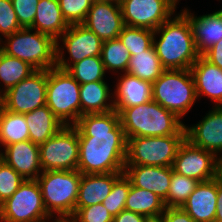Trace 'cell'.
<instances>
[{"label": "cell", "instance_id": "cell-21", "mask_svg": "<svg viewBox=\"0 0 222 222\" xmlns=\"http://www.w3.org/2000/svg\"><path fill=\"white\" fill-rule=\"evenodd\" d=\"M190 70L197 98L204 95L213 100L216 107L222 106V69L200 55Z\"/></svg>", "mask_w": 222, "mask_h": 222}, {"label": "cell", "instance_id": "cell-6", "mask_svg": "<svg viewBox=\"0 0 222 222\" xmlns=\"http://www.w3.org/2000/svg\"><path fill=\"white\" fill-rule=\"evenodd\" d=\"M153 100L180 119L196 102L195 82L190 69L164 70L152 83Z\"/></svg>", "mask_w": 222, "mask_h": 222}, {"label": "cell", "instance_id": "cell-7", "mask_svg": "<svg viewBox=\"0 0 222 222\" xmlns=\"http://www.w3.org/2000/svg\"><path fill=\"white\" fill-rule=\"evenodd\" d=\"M46 105L64 125L80 118V84L66 70L48 69Z\"/></svg>", "mask_w": 222, "mask_h": 222}, {"label": "cell", "instance_id": "cell-4", "mask_svg": "<svg viewBox=\"0 0 222 222\" xmlns=\"http://www.w3.org/2000/svg\"><path fill=\"white\" fill-rule=\"evenodd\" d=\"M81 176L78 170H50L36 179L46 211L51 217L57 214L56 221H68L74 215Z\"/></svg>", "mask_w": 222, "mask_h": 222}, {"label": "cell", "instance_id": "cell-38", "mask_svg": "<svg viewBox=\"0 0 222 222\" xmlns=\"http://www.w3.org/2000/svg\"><path fill=\"white\" fill-rule=\"evenodd\" d=\"M113 216L102 203L87 207H75L74 215L68 222H113Z\"/></svg>", "mask_w": 222, "mask_h": 222}, {"label": "cell", "instance_id": "cell-19", "mask_svg": "<svg viewBox=\"0 0 222 222\" xmlns=\"http://www.w3.org/2000/svg\"><path fill=\"white\" fill-rule=\"evenodd\" d=\"M218 177L199 182L182 205L195 222H214L217 206Z\"/></svg>", "mask_w": 222, "mask_h": 222}, {"label": "cell", "instance_id": "cell-28", "mask_svg": "<svg viewBox=\"0 0 222 222\" xmlns=\"http://www.w3.org/2000/svg\"><path fill=\"white\" fill-rule=\"evenodd\" d=\"M164 70L165 68L162 66L152 45L146 51L131 56L127 73L153 83L161 76Z\"/></svg>", "mask_w": 222, "mask_h": 222}, {"label": "cell", "instance_id": "cell-43", "mask_svg": "<svg viewBox=\"0 0 222 222\" xmlns=\"http://www.w3.org/2000/svg\"><path fill=\"white\" fill-rule=\"evenodd\" d=\"M146 216L124 209L118 215L114 216L113 222H148Z\"/></svg>", "mask_w": 222, "mask_h": 222}, {"label": "cell", "instance_id": "cell-47", "mask_svg": "<svg viewBox=\"0 0 222 222\" xmlns=\"http://www.w3.org/2000/svg\"><path fill=\"white\" fill-rule=\"evenodd\" d=\"M148 222H164L161 218H157V219H149Z\"/></svg>", "mask_w": 222, "mask_h": 222}, {"label": "cell", "instance_id": "cell-49", "mask_svg": "<svg viewBox=\"0 0 222 222\" xmlns=\"http://www.w3.org/2000/svg\"><path fill=\"white\" fill-rule=\"evenodd\" d=\"M53 222H68V221H56V220L54 219Z\"/></svg>", "mask_w": 222, "mask_h": 222}, {"label": "cell", "instance_id": "cell-12", "mask_svg": "<svg viewBox=\"0 0 222 222\" xmlns=\"http://www.w3.org/2000/svg\"><path fill=\"white\" fill-rule=\"evenodd\" d=\"M173 171L196 179L208 181L222 173V161L213 153L194 146L186 138L180 144L173 163Z\"/></svg>", "mask_w": 222, "mask_h": 222}, {"label": "cell", "instance_id": "cell-33", "mask_svg": "<svg viewBox=\"0 0 222 222\" xmlns=\"http://www.w3.org/2000/svg\"><path fill=\"white\" fill-rule=\"evenodd\" d=\"M154 31L139 27L124 26L118 39L128 49L130 56L144 52L153 45Z\"/></svg>", "mask_w": 222, "mask_h": 222}, {"label": "cell", "instance_id": "cell-42", "mask_svg": "<svg viewBox=\"0 0 222 222\" xmlns=\"http://www.w3.org/2000/svg\"><path fill=\"white\" fill-rule=\"evenodd\" d=\"M202 56L207 61L222 69V40L215 43L210 49L204 52Z\"/></svg>", "mask_w": 222, "mask_h": 222}, {"label": "cell", "instance_id": "cell-11", "mask_svg": "<svg viewBox=\"0 0 222 222\" xmlns=\"http://www.w3.org/2000/svg\"><path fill=\"white\" fill-rule=\"evenodd\" d=\"M48 70H35L0 96V105L12 113L25 114L46 105Z\"/></svg>", "mask_w": 222, "mask_h": 222}, {"label": "cell", "instance_id": "cell-10", "mask_svg": "<svg viewBox=\"0 0 222 222\" xmlns=\"http://www.w3.org/2000/svg\"><path fill=\"white\" fill-rule=\"evenodd\" d=\"M43 171L78 170L79 137L73 125H65L46 142L39 145Z\"/></svg>", "mask_w": 222, "mask_h": 222}, {"label": "cell", "instance_id": "cell-1", "mask_svg": "<svg viewBox=\"0 0 222 222\" xmlns=\"http://www.w3.org/2000/svg\"><path fill=\"white\" fill-rule=\"evenodd\" d=\"M73 126L78 131L81 174L124 172L127 138L116 110L83 114Z\"/></svg>", "mask_w": 222, "mask_h": 222}, {"label": "cell", "instance_id": "cell-27", "mask_svg": "<svg viewBox=\"0 0 222 222\" xmlns=\"http://www.w3.org/2000/svg\"><path fill=\"white\" fill-rule=\"evenodd\" d=\"M166 206L164 201L155 193L134 187L130 182V190L127 196L125 209L142 214L149 219L160 218Z\"/></svg>", "mask_w": 222, "mask_h": 222}, {"label": "cell", "instance_id": "cell-46", "mask_svg": "<svg viewBox=\"0 0 222 222\" xmlns=\"http://www.w3.org/2000/svg\"><path fill=\"white\" fill-rule=\"evenodd\" d=\"M93 1H100V2H107V3H116L120 4L121 0H93Z\"/></svg>", "mask_w": 222, "mask_h": 222}, {"label": "cell", "instance_id": "cell-44", "mask_svg": "<svg viewBox=\"0 0 222 222\" xmlns=\"http://www.w3.org/2000/svg\"><path fill=\"white\" fill-rule=\"evenodd\" d=\"M214 222H222V173L218 176L217 206Z\"/></svg>", "mask_w": 222, "mask_h": 222}, {"label": "cell", "instance_id": "cell-48", "mask_svg": "<svg viewBox=\"0 0 222 222\" xmlns=\"http://www.w3.org/2000/svg\"><path fill=\"white\" fill-rule=\"evenodd\" d=\"M218 14H219V16L221 17V20H222V9L221 10H218V11H216Z\"/></svg>", "mask_w": 222, "mask_h": 222}, {"label": "cell", "instance_id": "cell-39", "mask_svg": "<svg viewBox=\"0 0 222 222\" xmlns=\"http://www.w3.org/2000/svg\"><path fill=\"white\" fill-rule=\"evenodd\" d=\"M21 28L13 8L12 0H0V34L6 37Z\"/></svg>", "mask_w": 222, "mask_h": 222}, {"label": "cell", "instance_id": "cell-8", "mask_svg": "<svg viewBox=\"0 0 222 222\" xmlns=\"http://www.w3.org/2000/svg\"><path fill=\"white\" fill-rule=\"evenodd\" d=\"M186 134L127 139L125 165L172 167Z\"/></svg>", "mask_w": 222, "mask_h": 222}, {"label": "cell", "instance_id": "cell-23", "mask_svg": "<svg viewBox=\"0 0 222 222\" xmlns=\"http://www.w3.org/2000/svg\"><path fill=\"white\" fill-rule=\"evenodd\" d=\"M122 173L82 174L76 207H87L103 203Z\"/></svg>", "mask_w": 222, "mask_h": 222}, {"label": "cell", "instance_id": "cell-32", "mask_svg": "<svg viewBox=\"0 0 222 222\" xmlns=\"http://www.w3.org/2000/svg\"><path fill=\"white\" fill-rule=\"evenodd\" d=\"M131 56L128 49L117 38L102 43L101 59L105 70L127 72Z\"/></svg>", "mask_w": 222, "mask_h": 222}, {"label": "cell", "instance_id": "cell-13", "mask_svg": "<svg viewBox=\"0 0 222 222\" xmlns=\"http://www.w3.org/2000/svg\"><path fill=\"white\" fill-rule=\"evenodd\" d=\"M69 53V58L64 57L63 46ZM62 40V41H61ZM103 41L83 24H73L56 41V67L67 70L72 64L86 57L101 56ZM69 61V62H68Z\"/></svg>", "mask_w": 222, "mask_h": 222}, {"label": "cell", "instance_id": "cell-22", "mask_svg": "<svg viewBox=\"0 0 222 222\" xmlns=\"http://www.w3.org/2000/svg\"><path fill=\"white\" fill-rule=\"evenodd\" d=\"M180 10L190 21L196 49L200 55L222 40V20L217 12L194 16L188 9Z\"/></svg>", "mask_w": 222, "mask_h": 222}, {"label": "cell", "instance_id": "cell-14", "mask_svg": "<svg viewBox=\"0 0 222 222\" xmlns=\"http://www.w3.org/2000/svg\"><path fill=\"white\" fill-rule=\"evenodd\" d=\"M120 8L126 26L152 31L175 13L165 0H121Z\"/></svg>", "mask_w": 222, "mask_h": 222}, {"label": "cell", "instance_id": "cell-45", "mask_svg": "<svg viewBox=\"0 0 222 222\" xmlns=\"http://www.w3.org/2000/svg\"><path fill=\"white\" fill-rule=\"evenodd\" d=\"M171 7L176 9L177 2L179 3V0H165Z\"/></svg>", "mask_w": 222, "mask_h": 222}, {"label": "cell", "instance_id": "cell-9", "mask_svg": "<svg viewBox=\"0 0 222 222\" xmlns=\"http://www.w3.org/2000/svg\"><path fill=\"white\" fill-rule=\"evenodd\" d=\"M51 218L37 180H25L10 198L0 204V219L7 222H48Z\"/></svg>", "mask_w": 222, "mask_h": 222}, {"label": "cell", "instance_id": "cell-24", "mask_svg": "<svg viewBox=\"0 0 222 222\" xmlns=\"http://www.w3.org/2000/svg\"><path fill=\"white\" fill-rule=\"evenodd\" d=\"M69 26L58 0H39L31 29L47 34L57 41Z\"/></svg>", "mask_w": 222, "mask_h": 222}, {"label": "cell", "instance_id": "cell-25", "mask_svg": "<svg viewBox=\"0 0 222 222\" xmlns=\"http://www.w3.org/2000/svg\"><path fill=\"white\" fill-rule=\"evenodd\" d=\"M24 115L29 129V140L38 145L46 142L65 126L47 105Z\"/></svg>", "mask_w": 222, "mask_h": 222}, {"label": "cell", "instance_id": "cell-36", "mask_svg": "<svg viewBox=\"0 0 222 222\" xmlns=\"http://www.w3.org/2000/svg\"><path fill=\"white\" fill-rule=\"evenodd\" d=\"M63 17L69 25L82 24L93 0H58Z\"/></svg>", "mask_w": 222, "mask_h": 222}, {"label": "cell", "instance_id": "cell-20", "mask_svg": "<svg viewBox=\"0 0 222 222\" xmlns=\"http://www.w3.org/2000/svg\"><path fill=\"white\" fill-rule=\"evenodd\" d=\"M112 94L114 109L120 113L124 108L144 104L153 100V89L150 81L141 80L127 72L121 74ZM115 97V98H114Z\"/></svg>", "mask_w": 222, "mask_h": 222}, {"label": "cell", "instance_id": "cell-40", "mask_svg": "<svg viewBox=\"0 0 222 222\" xmlns=\"http://www.w3.org/2000/svg\"><path fill=\"white\" fill-rule=\"evenodd\" d=\"M39 0H12L18 22L22 28H31Z\"/></svg>", "mask_w": 222, "mask_h": 222}, {"label": "cell", "instance_id": "cell-16", "mask_svg": "<svg viewBox=\"0 0 222 222\" xmlns=\"http://www.w3.org/2000/svg\"><path fill=\"white\" fill-rule=\"evenodd\" d=\"M186 139L194 146L208 150L222 161V106L213 107L202 121L185 126Z\"/></svg>", "mask_w": 222, "mask_h": 222}, {"label": "cell", "instance_id": "cell-5", "mask_svg": "<svg viewBox=\"0 0 222 222\" xmlns=\"http://www.w3.org/2000/svg\"><path fill=\"white\" fill-rule=\"evenodd\" d=\"M31 28H21L6 36L0 50L7 55L27 62L35 70L56 67V40L51 36ZM32 32V33H31Z\"/></svg>", "mask_w": 222, "mask_h": 222}, {"label": "cell", "instance_id": "cell-41", "mask_svg": "<svg viewBox=\"0 0 222 222\" xmlns=\"http://www.w3.org/2000/svg\"><path fill=\"white\" fill-rule=\"evenodd\" d=\"M160 218L164 222H195L181 207H166Z\"/></svg>", "mask_w": 222, "mask_h": 222}, {"label": "cell", "instance_id": "cell-26", "mask_svg": "<svg viewBox=\"0 0 222 222\" xmlns=\"http://www.w3.org/2000/svg\"><path fill=\"white\" fill-rule=\"evenodd\" d=\"M105 81L80 84V116L89 113H105L114 109L113 100Z\"/></svg>", "mask_w": 222, "mask_h": 222}, {"label": "cell", "instance_id": "cell-31", "mask_svg": "<svg viewBox=\"0 0 222 222\" xmlns=\"http://www.w3.org/2000/svg\"><path fill=\"white\" fill-rule=\"evenodd\" d=\"M79 84L105 81V67L101 56L86 57L66 70Z\"/></svg>", "mask_w": 222, "mask_h": 222}, {"label": "cell", "instance_id": "cell-29", "mask_svg": "<svg viewBox=\"0 0 222 222\" xmlns=\"http://www.w3.org/2000/svg\"><path fill=\"white\" fill-rule=\"evenodd\" d=\"M29 140V129L24 114L12 113L0 105V144L3 148Z\"/></svg>", "mask_w": 222, "mask_h": 222}, {"label": "cell", "instance_id": "cell-35", "mask_svg": "<svg viewBox=\"0 0 222 222\" xmlns=\"http://www.w3.org/2000/svg\"><path fill=\"white\" fill-rule=\"evenodd\" d=\"M130 190V179L123 172L114 182L109 195L103 201V206L114 217L125 209Z\"/></svg>", "mask_w": 222, "mask_h": 222}, {"label": "cell", "instance_id": "cell-34", "mask_svg": "<svg viewBox=\"0 0 222 222\" xmlns=\"http://www.w3.org/2000/svg\"><path fill=\"white\" fill-rule=\"evenodd\" d=\"M198 184V180L180 175L173 171L167 199L164 202L165 206L182 207Z\"/></svg>", "mask_w": 222, "mask_h": 222}, {"label": "cell", "instance_id": "cell-18", "mask_svg": "<svg viewBox=\"0 0 222 222\" xmlns=\"http://www.w3.org/2000/svg\"><path fill=\"white\" fill-rule=\"evenodd\" d=\"M173 167L125 165L124 173L131 185L155 193L164 202L170 188Z\"/></svg>", "mask_w": 222, "mask_h": 222}, {"label": "cell", "instance_id": "cell-2", "mask_svg": "<svg viewBox=\"0 0 222 222\" xmlns=\"http://www.w3.org/2000/svg\"><path fill=\"white\" fill-rule=\"evenodd\" d=\"M160 33L157 41L155 35ZM153 46L165 70L190 69L200 56L189 18L183 12L154 31Z\"/></svg>", "mask_w": 222, "mask_h": 222}, {"label": "cell", "instance_id": "cell-3", "mask_svg": "<svg viewBox=\"0 0 222 222\" xmlns=\"http://www.w3.org/2000/svg\"><path fill=\"white\" fill-rule=\"evenodd\" d=\"M119 116L127 139L186 134L180 118L154 100L124 108Z\"/></svg>", "mask_w": 222, "mask_h": 222}, {"label": "cell", "instance_id": "cell-17", "mask_svg": "<svg viewBox=\"0 0 222 222\" xmlns=\"http://www.w3.org/2000/svg\"><path fill=\"white\" fill-rule=\"evenodd\" d=\"M0 159L11 166L24 180H36L43 172L39 145L25 140L4 147Z\"/></svg>", "mask_w": 222, "mask_h": 222}, {"label": "cell", "instance_id": "cell-37", "mask_svg": "<svg viewBox=\"0 0 222 222\" xmlns=\"http://www.w3.org/2000/svg\"><path fill=\"white\" fill-rule=\"evenodd\" d=\"M25 180L0 159V204L10 198Z\"/></svg>", "mask_w": 222, "mask_h": 222}, {"label": "cell", "instance_id": "cell-30", "mask_svg": "<svg viewBox=\"0 0 222 222\" xmlns=\"http://www.w3.org/2000/svg\"><path fill=\"white\" fill-rule=\"evenodd\" d=\"M34 71L35 69L27 62L7 55L0 50V80L4 84V90H0V96L26 79Z\"/></svg>", "mask_w": 222, "mask_h": 222}, {"label": "cell", "instance_id": "cell-15", "mask_svg": "<svg viewBox=\"0 0 222 222\" xmlns=\"http://www.w3.org/2000/svg\"><path fill=\"white\" fill-rule=\"evenodd\" d=\"M103 42L117 39L125 26L120 4L93 1L82 23Z\"/></svg>", "mask_w": 222, "mask_h": 222}]
</instances>
